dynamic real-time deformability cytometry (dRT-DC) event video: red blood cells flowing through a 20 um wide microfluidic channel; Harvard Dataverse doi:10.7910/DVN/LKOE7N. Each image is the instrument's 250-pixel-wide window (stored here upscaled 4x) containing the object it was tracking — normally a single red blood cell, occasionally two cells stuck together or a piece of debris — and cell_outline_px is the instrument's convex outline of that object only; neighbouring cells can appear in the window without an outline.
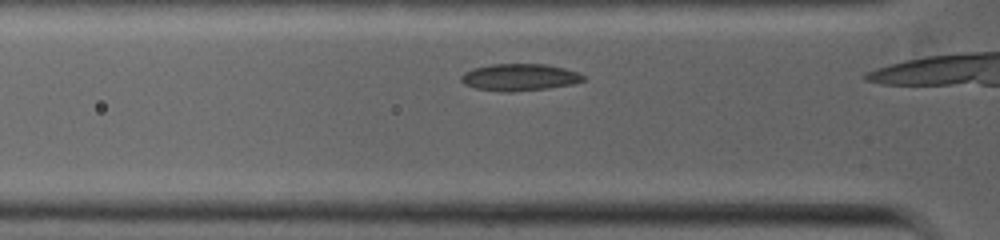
{"species": "common noctule bat (a hibernating species)", "species_latin": "Nyctalus noctula", "temperature_condition": "warm", "stored_images_in_passage": 12, "camera_frame_rate_fps": 5000, "um_per_image_px": 0.085, "animal": {"sex": "female", "body_mass_g": 19.0, "forearm_length_mm": 53.3}, "frame": {"image": 1, "passage_image": 3, "time_ms": 1.0, "image_size_px": [1000, 240], "cell_outline_px": [[584, 80], [572, 84], [548, 88], [512, 92], [500, 92], [476, 88], [464, 84], [460, 80], [460, 76], [464, 72], [472, 68], [492, 64], [544, 64], [564, 68], [576, 72], [584, 76]], "centroid_in_image_um": [44.11, 6.57], "position_along_channel_um": 81.7, "area_um2": 19.19}}
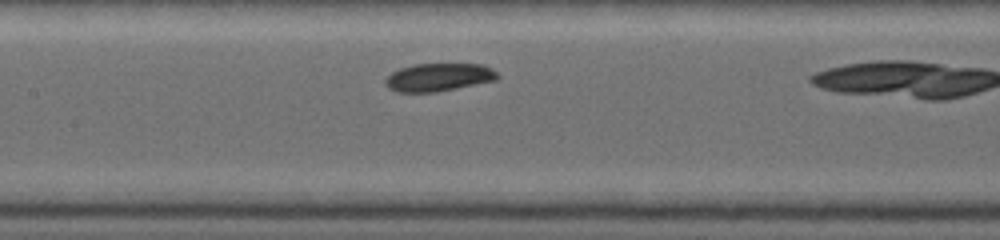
{"frame": {"image": 2, "passage_image": 7, "time_ms": 2.8, "image_size_px": [1000, 240], "cell_outline_px": [[496, 80], [436, 92], [396, 92], [388, 88], [384, 84], [384, 80], [392, 72], [400, 68], [416, 64], [480, 64], [492, 68], [496, 72]], "centroid_in_image_um": [37.23, 6.57], "position_along_channel_um": 170.2, "area_um2": 18.15}}
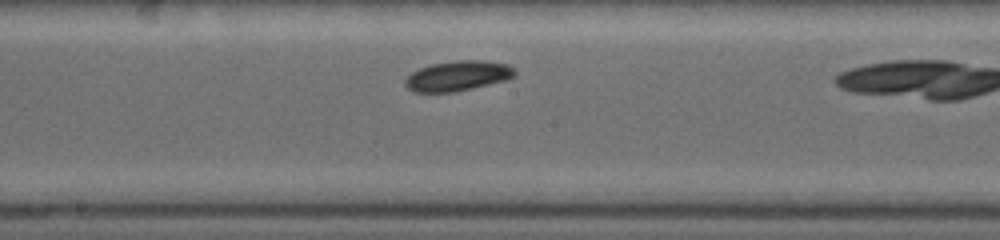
{"frame": {"image": 3, "passage_image": 9, "time_ms": 3.6, "image_size_px": [1000, 240], "cell_outline_px": [[516, 76], [508, 80], [452, 92], [412, 92], [404, 84], [404, 80], [412, 72], [420, 68], [432, 64], [456, 60], [484, 60], [508, 64], [516, 72]], "centroid_in_image_um": [38.92, 6.44], "position_along_channel_um": 209.3, "area_um2": 19.25}}